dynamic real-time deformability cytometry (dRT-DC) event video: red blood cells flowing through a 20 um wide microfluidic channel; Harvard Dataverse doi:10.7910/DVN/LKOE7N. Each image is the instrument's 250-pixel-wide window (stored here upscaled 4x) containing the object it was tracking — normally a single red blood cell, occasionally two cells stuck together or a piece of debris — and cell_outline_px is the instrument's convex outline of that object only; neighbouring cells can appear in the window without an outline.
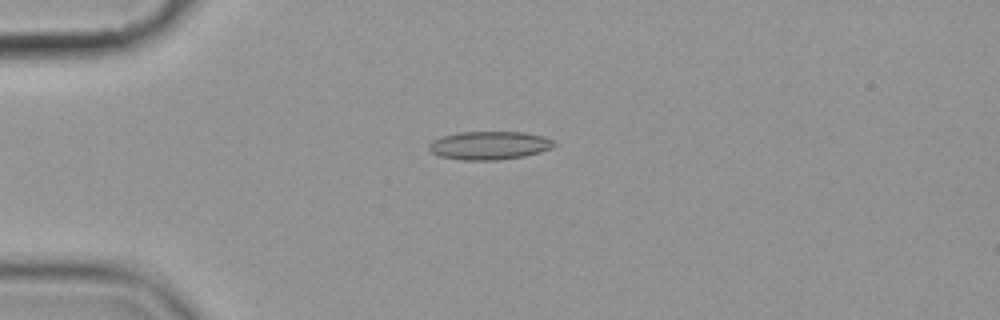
{"species": "common noctule bat (a hibernating species)", "species_latin": "Nyctalus noctula", "temperature_condition": "cold", "stored_images_in_passage": 7, "camera_frame_rate_fps": 3000, "um_per_image_px": 0.085, "animal": {"sex": "female", "body_mass_g": 19.9}, "frame": {"image": 1, "passage_image": 4, "time_ms": 4.333, "image_size_px": [1000, 320], "cell_outline_px": [[556, 144], [552, 148], [540, 152], [524, 156], [496, 160], [464, 160], [440, 156], [432, 152], [428, 148], [428, 144], [432, 140], [444, 136], [460, 132], [524, 132], [544, 136], [552, 140]], "centroid_in_image_um": [41.61, 12.36], "position_along_channel_um": 43.4, "area_um2": 20.58}}
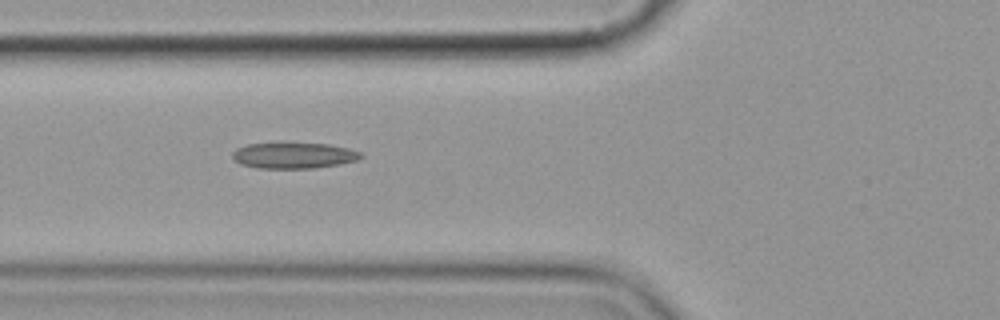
{"frame": {"image": 2, "passage_image": 6, "time_ms": 6.667, "image_size_px": [1000, 320], "cell_outline_px": [[364, 156], [356, 160], [340, 164], [316, 168], [256, 168], [240, 164], [232, 156], [232, 152], [236, 148], [248, 144], [280, 140], [284, 140], [328, 144], [348, 148], [360, 152]], "centroid_in_image_um": [24.93, 13.16], "position_along_channel_um": 100.9, "area_um2": 20.35}}
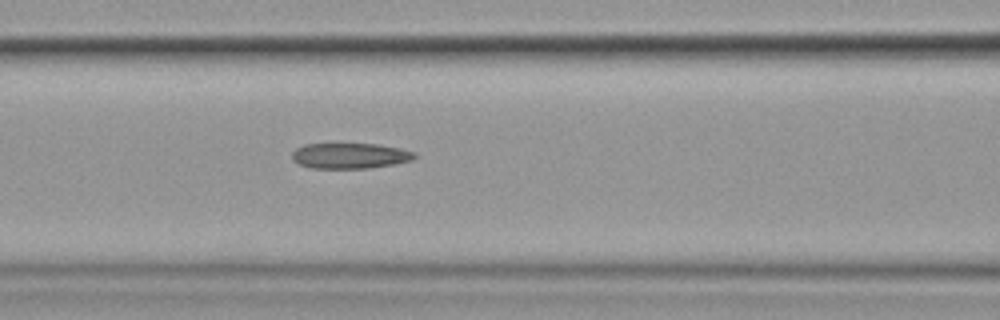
{"frame": {"image": 3, "passage_image": 7, "time_ms": 7.667, "image_size_px": [1000, 320], "cell_outline_px": [[416, 156], [412, 160], [392, 164], [368, 168], [312, 168], [300, 164], [292, 160], [292, 152], [296, 148], [304, 144], [376, 144], [400, 148], [416, 152]], "centroid_in_image_um": [29.73, 13.23], "position_along_channel_um": 136.9, "area_um2": 18.15}}